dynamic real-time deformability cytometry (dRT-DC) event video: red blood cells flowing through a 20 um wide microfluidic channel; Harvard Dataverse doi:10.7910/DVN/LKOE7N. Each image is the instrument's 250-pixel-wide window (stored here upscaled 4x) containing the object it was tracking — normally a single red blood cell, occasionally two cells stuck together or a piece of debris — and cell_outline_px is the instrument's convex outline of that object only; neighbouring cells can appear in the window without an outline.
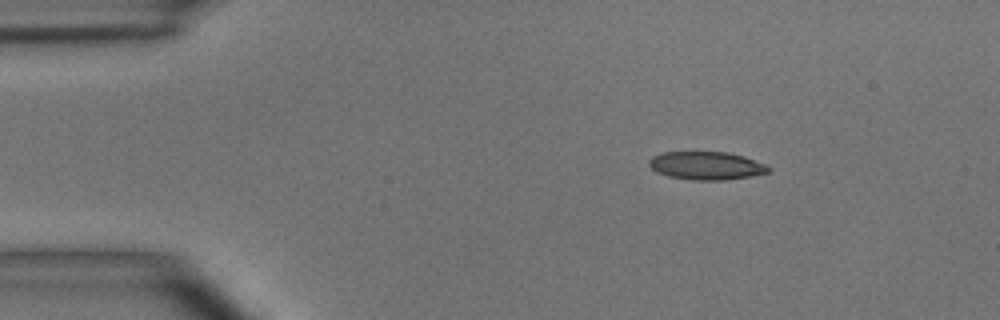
{"species": "common noctule bat (a hibernating species)", "species_latin": "Nyctalus noctula", "temperature_condition": "room temperature", "stored_images_in_passage": 3, "camera_frame_rate_fps": 3000, "um_per_image_px": 0.085, "animal": {"sex": "male", "body_mass_g": 15.6}, "frame": {"image": 1, "passage_image": 2, "time_ms": 1.0, "image_size_px": [1000, 320], "cell_outline_px": [[772, 168], [768, 172], [752, 176], [724, 180], [692, 180], [668, 176], [656, 172], [648, 164], [648, 160], [652, 156], [664, 152], [728, 152], [744, 156], [764, 164]], "centroid_in_image_um": [60.02, 14.08], "position_along_channel_um": 25.0, "area_um2": 19.59}}